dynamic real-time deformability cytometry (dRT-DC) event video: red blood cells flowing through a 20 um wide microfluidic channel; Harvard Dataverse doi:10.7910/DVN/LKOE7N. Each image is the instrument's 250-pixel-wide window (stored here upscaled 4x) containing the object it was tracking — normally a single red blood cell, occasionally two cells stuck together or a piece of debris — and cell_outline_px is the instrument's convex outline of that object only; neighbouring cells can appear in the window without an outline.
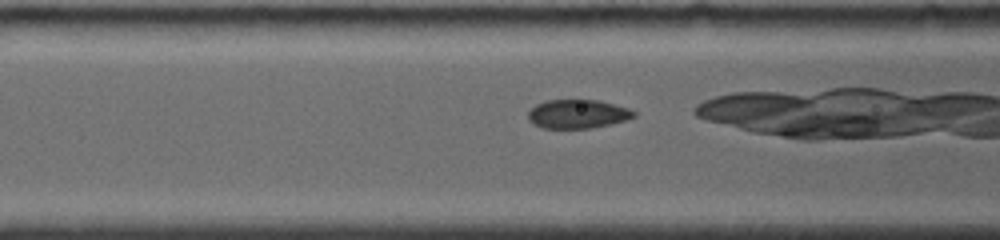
{"species": "common noctule bat (a hibernating species)", "species_latin": "Nyctalus noctula", "temperature_condition": "room temperature", "stored_images_in_passage": 25, "camera_frame_rate_fps": 4000, "um_per_image_px": 0.085, "animal": {"sex": "female", "body_mass_g": 19.0, "forearm_length_mm": 56.7}, "frame": {"image": 1, "passage_image": 4, "time_ms": 1.0, "image_size_px": [1000, 240], "cell_outline_px": [[636, 116], [612, 124], [592, 128], [540, 128], [528, 120], [528, 112], [536, 104], [544, 100], [600, 100], [628, 108], [636, 112]], "centroid_in_image_um": [49.09, 9.69], "position_along_channel_um": 117.5, "area_um2": 17.86}}
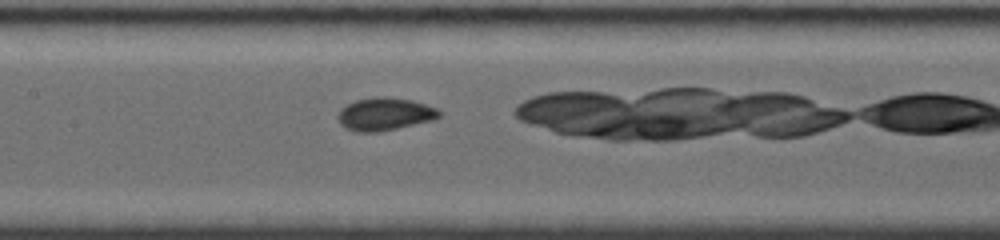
{"frame": {"image": 2, "passage_image": 8, "time_ms": 2.5, "image_size_px": [1000, 240], "cell_outline_px": [[440, 116], [432, 120], [380, 132], [360, 132], [344, 128], [340, 124], [336, 116], [340, 108], [356, 100], [376, 96], [384, 96], [412, 100], [436, 108], [440, 112]], "centroid_in_image_um": [32.65, 9.7], "position_along_channel_um": 174.7, "area_um2": 19.36}}